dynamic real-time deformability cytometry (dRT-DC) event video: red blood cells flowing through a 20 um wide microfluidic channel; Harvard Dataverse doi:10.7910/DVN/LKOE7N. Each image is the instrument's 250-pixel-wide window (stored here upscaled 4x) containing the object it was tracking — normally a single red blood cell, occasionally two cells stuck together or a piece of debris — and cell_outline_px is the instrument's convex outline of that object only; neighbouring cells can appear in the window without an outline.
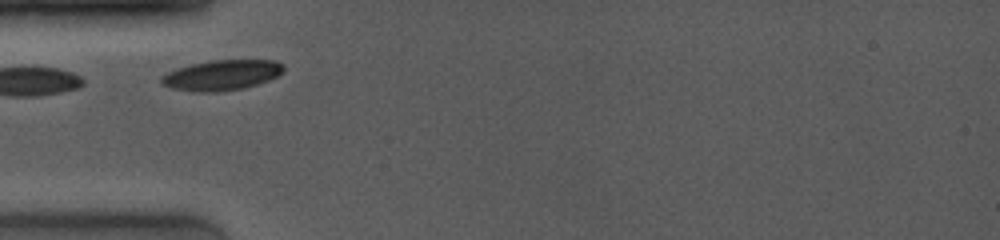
{"species": "common noctule bat (a hibernating species)", "species_latin": "Nyctalus noctula", "temperature_condition": "room temperature", "stored_images_in_passage": 32, "camera_frame_rate_fps": 4000, "um_per_image_px": 0.085, "animal": {"sex": "female", "body_mass_g": 19.0, "forearm_length_mm": 53.3}, "frame": {"image": 1, "passage_image": 1, "time_ms": 0.0, "image_size_px": [1000, 240], "cell_outline_px": [[284, 72], [268, 80], [244, 88], [220, 92], [196, 92], [172, 88], [160, 84], [160, 76], [168, 72], [192, 64], [212, 60], [276, 60], [284, 64]], "centroid_in_image_um": [18.85, 6.39], "position_along_channel_um": 66.1, "area_um2": 21.62}}
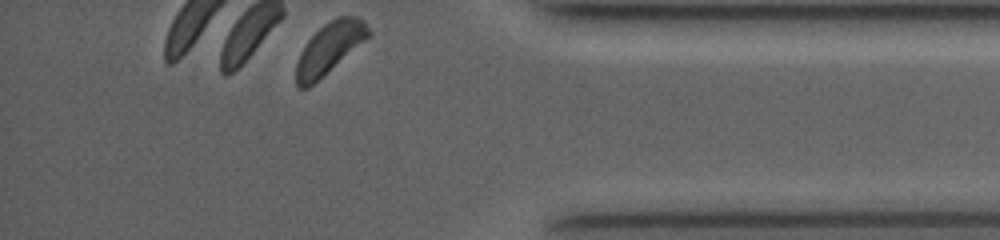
{"frame": {"image": 2, "passage_image": 32, "time_ms": 9.0, "image_size_px": [1000, 240], "cell_outline_px": [[372, 36], [308, 88], [296, 88], [296, 64], [300, 52], [308, 40], [324, 24], [336, 16], [356, 16], [364, 20], [372, 32]], "centroid_in_image_um": [28.04, 4.08], "position_along_channel_um": 407.2, "area_um2": 21.68}, "authors_computed_cell_mechanics": {"area_um2": 22.2241, "velocity_mm_per_s": 3.8924, "shape_relaxation_time_tau1_ms": 1.4092, "shape_relaxation_time_tau2_ms": null, "deformation_change_tau1": 0.0555, "deformation_change_tau2": null}}